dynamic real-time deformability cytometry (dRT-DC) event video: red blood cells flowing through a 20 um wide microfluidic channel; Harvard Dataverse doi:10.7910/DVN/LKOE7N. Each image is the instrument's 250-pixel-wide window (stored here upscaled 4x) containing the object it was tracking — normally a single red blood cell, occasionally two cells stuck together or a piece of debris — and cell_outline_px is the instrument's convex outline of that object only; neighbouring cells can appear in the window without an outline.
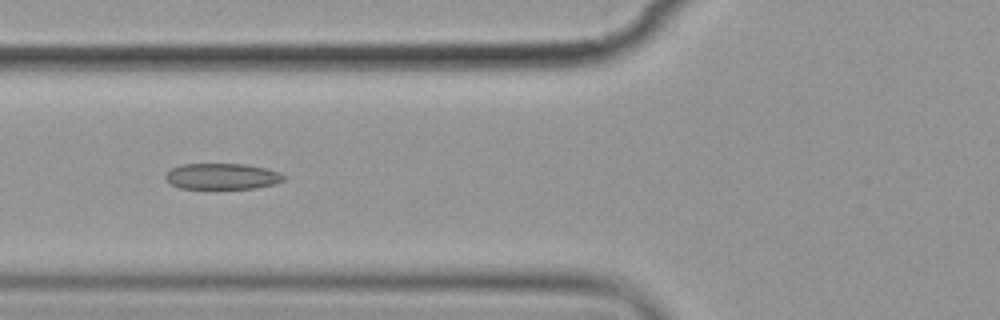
{"species": "common noctule bat (a hibernating species)", "species_latin": "Nyctalus noctula", "temperature_condition": "cold", "stored_images_in_passage": 7, "camera_frame_rate_fps": 3000, "um_per_image_px": 0.085, "animal": {"sex": "female", "body_mass_g": 19.9}, "frame": {"image": 1, "passage_image": 7, "time_ms": 7.333, "image_size_px": [1000, 320], "cell_outline_px": [[288, 176], [284, 180], [272, 184], [256, 188], [180, 188], [164, 180], [164, 176], [172, 168], [184, 164], [248, 164], [280, 172]], "centroid_in_image_um": [18.9, 14.98], "position_along_channel_um": 106.9, "area_um2": 17.86}}